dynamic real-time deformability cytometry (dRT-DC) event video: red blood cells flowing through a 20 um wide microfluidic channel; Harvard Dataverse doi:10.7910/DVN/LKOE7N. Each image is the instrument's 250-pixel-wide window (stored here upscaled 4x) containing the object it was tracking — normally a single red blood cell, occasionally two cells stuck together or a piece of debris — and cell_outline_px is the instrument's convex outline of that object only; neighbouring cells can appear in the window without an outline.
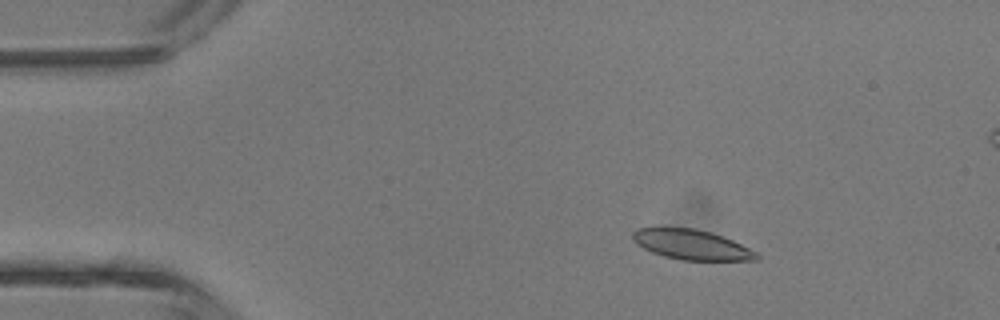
{"species": "common noctule bat (a hibernating species)", "species_latin": "Nyctalus noctula", "temperature_condition": "room temperature", "stored_images_in_passage": 5, "camera_frame_rate_fps": 3000, "um_per_image_px": 0.085, "animal": {"sex": "male", "body_mass_g": 13.3}, "frame": {"image": 1, "passage_image": 1, "time_ms": 0.0, "image_size_px": [1000, 320], "cell_outline_px": [[760, 256], [756, 260], [680, 260], [664, 256], [652, 252], [636, 244], [632, 240], [632, 232], [636, 228], [660, 224], [692, 228], [708, 232], [732, 240], [756, 252]], "centroid_in_image_um": [58.65, 20.75], "position_along_channel_um": 26.4, "area_um2": 22.14}}
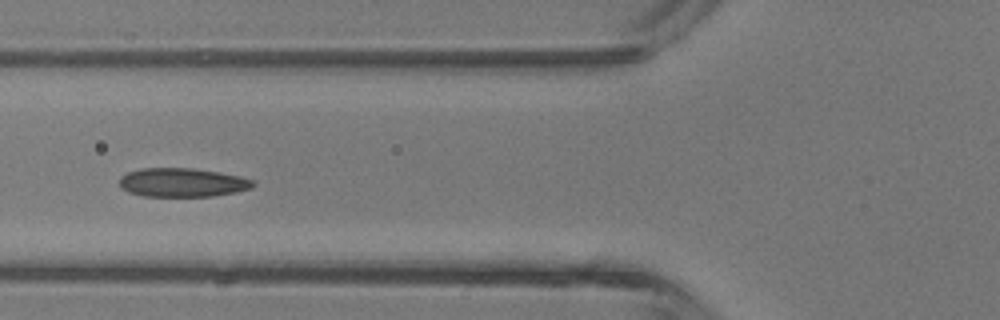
{"frame": {"image": 2, "passage_image": 4, "time_ms": 3.333, "image_size_px": [1000, 320], "cell_outline_px": [[256, 184], [252, 188], [236, 192], [212, 196], [144, 196], [128, 192], [120, 188], [120, 176], [128, 172], [140, 168], [192, 168], [220, 172], [240, 176], [252, 180]], "centroid_in_image_um": [15.49, 15.51], "position_along_channel_um": 110.3, "area_um2": 22.54}}
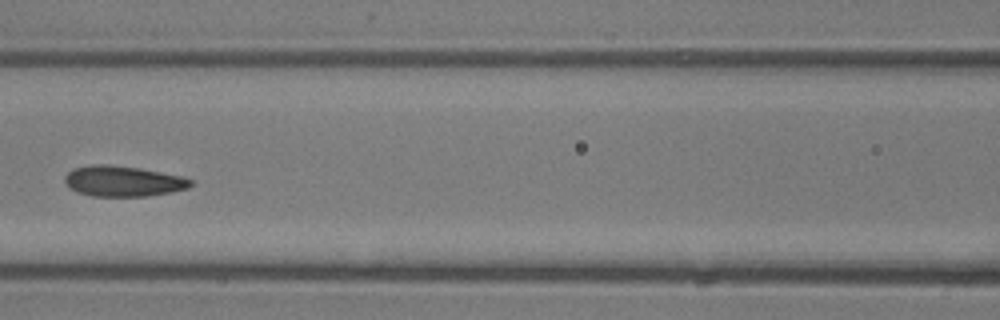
{"frame": {"image": 3, "passage_image": 5, "time_ms": 4.333, "image_size_px": [1000, 320], "cell_outline_px": [[192, 184], [188, 188], [172, 192], [148, 196], [92, 196], [76, 192], [68, 188], [64, 180], [64, 176], [72, 168], [92, 164], [104, 164], [140, 168], [184, 176], [192, 180]], "centroid_in_image_um": [10.44, 15.4], "position_along_channel_um": 156.2, "area_um2": 22.72}}